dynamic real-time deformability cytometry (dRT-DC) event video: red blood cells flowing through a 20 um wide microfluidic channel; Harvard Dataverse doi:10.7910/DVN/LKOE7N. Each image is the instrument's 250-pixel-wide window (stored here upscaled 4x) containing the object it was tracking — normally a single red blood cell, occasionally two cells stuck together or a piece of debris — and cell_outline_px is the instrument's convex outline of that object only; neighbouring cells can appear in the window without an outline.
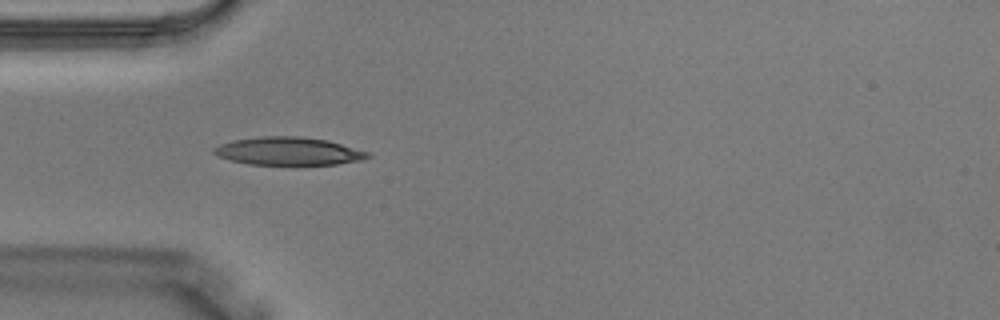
{"species": "Egyptian fruit bat (a non-hibernating species)", "species_latin": "Rousettus aegyptiacus", "temperature_condition": "warm", "stored_images_in_passage": 3, "camera_frame_rate_fps": 3000, "um_per_image_px": 0.085, "animal": {"sex": "male"}, "frame": {"image": 1, "passage_image": 3, "time_ms": 0.667, "image_size_px": [1000, 320], "cell_outline_px": [[372, 156], [364, 160], [336, 164], [248, 164], [232, 160], [220, 156], [212, 152], [212, 148], [220, 144], [232, 140], [260, 136], [296, 136], [328, 140], [368, 152]], "centroid_in_image_um": [24.52, 12.84], "position_along_channel_um": 60.5, "area_um2": 24.91}}